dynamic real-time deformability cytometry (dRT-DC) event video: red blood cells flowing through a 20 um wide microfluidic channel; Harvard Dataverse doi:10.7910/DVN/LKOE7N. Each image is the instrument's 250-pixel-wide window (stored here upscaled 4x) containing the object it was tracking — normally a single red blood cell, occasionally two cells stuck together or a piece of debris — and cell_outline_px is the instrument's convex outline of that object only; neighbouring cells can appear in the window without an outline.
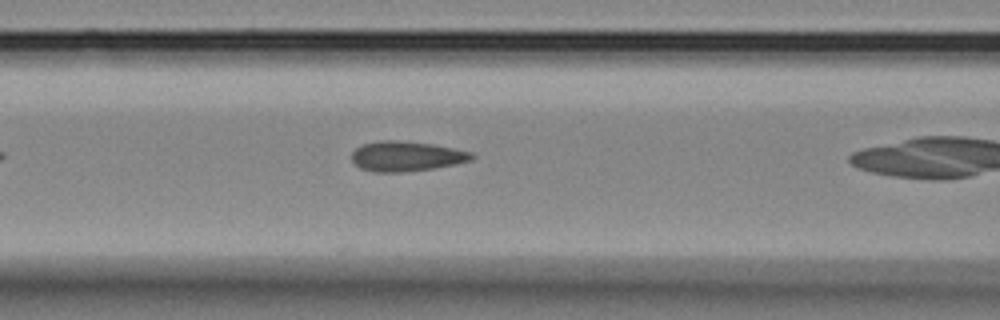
{"species": "Egyptian fruit bat (a non-hibernating species)", "species_latin": "Rousettus aegyptiacus", "temperature_condition": "room temperature", "stored_images_in_passage": 31, "camera_frame_rate_fps": 3000, "um_per_image_px": 0.085, "animal": {"sex": "female"}, "frame": {"image": 1, "passage_image": 10, "time_ms": 3.0, "image_size_px": [1000, 320], "cell_outline_px": [[476, 156], [472, 160], [456, 164], [432, 168], [400, 172], [376, 172], [360, 168], [352, 160], [352, 152], [356, 148], [364, 144], [376, 140], [396, 140], [432, 144], [472, 152]], "centroid_in_image_um": [34.54, 13.27], "position_along_channel_um": 132.1, "area_um2": 20.87}}
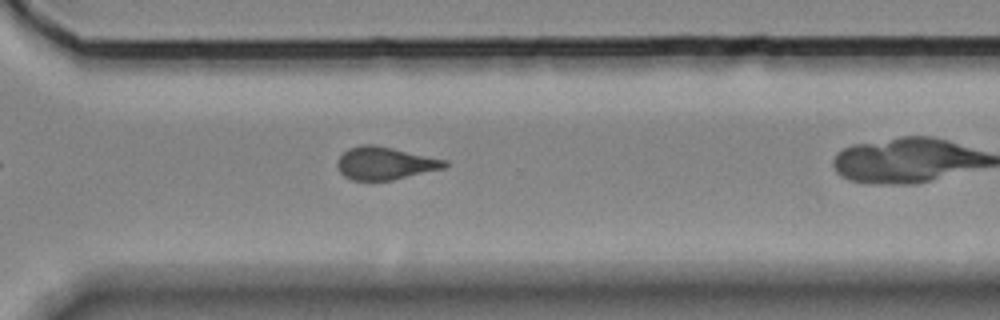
{"frame": {"image": 2, "passage_image": 27, "time_ms": 8.667, "image_size_px": [1000, 320], "cell_outline_px": [[448, 164], [444, 168], [392, 180], [352, 180], [344, 176], [340, 172], [336, 164], [340, 156], [348, 148], [360, 144], [376, 144], [448, 160]], "centroid_in_image_um": [32.72, 13.86], "position_along_channel_um": 337.9, "area_um2": 20.58}}